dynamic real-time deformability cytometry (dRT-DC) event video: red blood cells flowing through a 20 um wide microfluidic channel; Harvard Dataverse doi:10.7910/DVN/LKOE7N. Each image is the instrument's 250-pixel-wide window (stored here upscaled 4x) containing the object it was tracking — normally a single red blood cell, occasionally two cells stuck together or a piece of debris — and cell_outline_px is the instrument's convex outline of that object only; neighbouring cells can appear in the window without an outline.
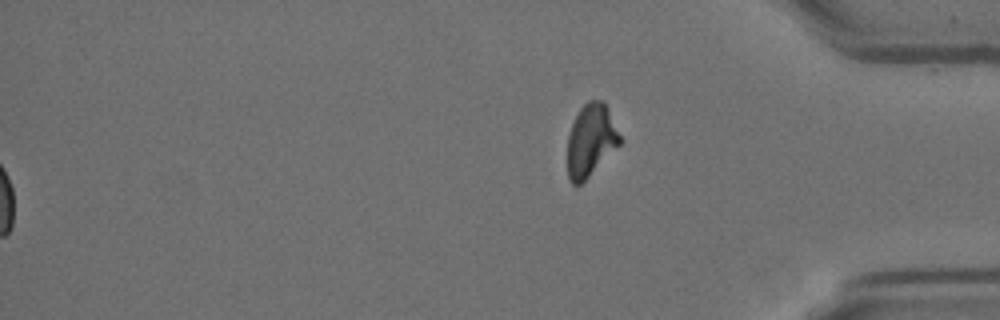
{"species": "Egyptian fruit bat (a non-hibernating species)", "species_latin": "Rousettus aegyptiacus", "temperature_condition": "room temperature", "stored_images_in_passage": 49, "segment_of_instrument_passage": [2, 2], "camera_frame_rate_fps": 3000, "um_per_image_px": 0.085, "animal": {"sex": "female"}, "frame": {"image": 1, "passage_image": 49, "time_ms": 16.0, "image_size_px": [1000, 320], "cell_outline_px": [[620, 144], [580, 184], [572, 184], [568, 176], [568, 136], [572, 124], [580, 108], [588, 100], [604, 100], [620, 136]], "centroid_in_image_um": [50.2, 11.89], "position_along_channel_um": 385.0, "area_um2": 21.56}}